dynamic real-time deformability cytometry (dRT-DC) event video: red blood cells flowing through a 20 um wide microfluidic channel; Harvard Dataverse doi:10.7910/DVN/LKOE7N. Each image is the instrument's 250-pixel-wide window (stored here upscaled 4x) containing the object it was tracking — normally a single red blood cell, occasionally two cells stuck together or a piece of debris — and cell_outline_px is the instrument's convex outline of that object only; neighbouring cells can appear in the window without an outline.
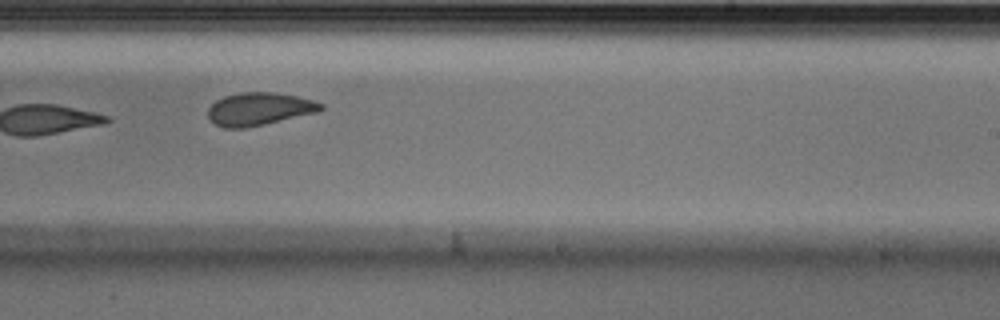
{"species": "Egyptian fruit bat (a non-hibernating species)", "species_latin": "Rousettus aegyptiacus", "temperature_condition": "cold", "stored_images_in_passage": 10, "camera_frame_rate_fps": 3000, "um_per_image_px": 0.085, "animal": {"sex": "male"}, "frame": {"image": 1, "passage_image": 6, "time_ms": 1.667, "image_size_px": [1000, 320], "cell_outline_px": [[324, 108], [316, 112], [264, 124], [244, 128], [224, 128], [216, 124], [208, 116], [208, 108], [216, 100], [224, 96], [240, 92], [276, 92], [296, 96], [312, 100], [324, 104]], "centroid_in_image_um": [22.02, 9.25], "position_along_channel_um": 267.0, "area_um2": 21.39}}